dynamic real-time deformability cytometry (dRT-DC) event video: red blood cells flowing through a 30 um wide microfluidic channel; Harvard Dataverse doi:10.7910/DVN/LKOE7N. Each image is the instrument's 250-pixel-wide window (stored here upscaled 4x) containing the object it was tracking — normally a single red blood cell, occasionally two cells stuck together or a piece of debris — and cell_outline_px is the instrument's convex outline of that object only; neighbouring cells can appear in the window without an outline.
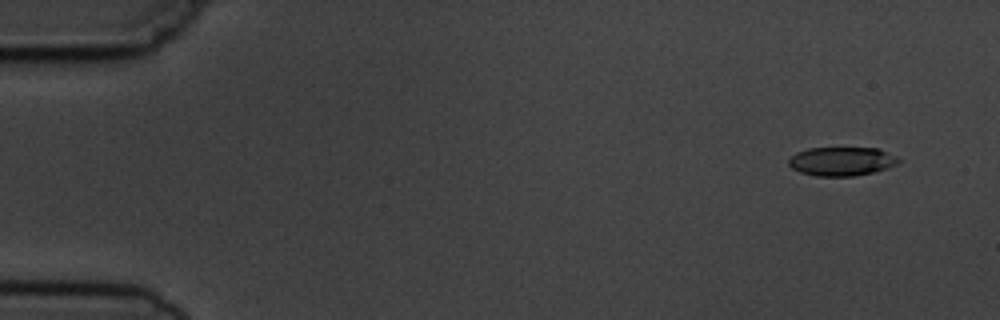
{"species": "common noctule bat (a hibernating species)", "species_latin": "Nyctalus noctula", "temperature_condition": "cold", "stored_images_in_passage": 7, "camera_frame_rate_fps": 3000, "um_per_image_px": 0.085, "animal": {"sex": "male", "body_mass_g": 19.5, "forearm_length_mm": 54.6}, "frame": {"image": 1, "passage_image": 1, "time_ms": 0.0, "image_size_px": [1000, 320], "cell_outline_px": [[900, 164], [888, 168], [872, 172], [852, 176], [816, 176], [800, 172], [792, 168], [788, 164], [788, 160], [796, 152], [808, 148], [880, 148], [896, 156], [900, 160]], "centroid_in_image_um": [71.56, 13.71], "position_along_channel_um": 13.4, "area_um2": 18.55}}
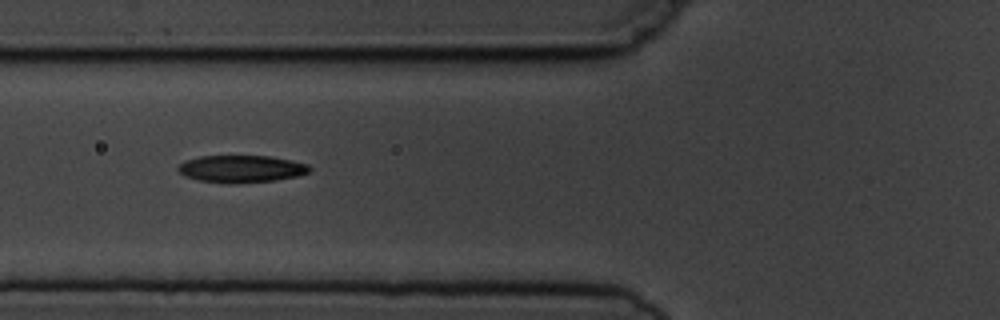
{"frame": {"image": 2, "passage_image": 6, "time_ms": 5.667, "image_size_px": [1000, 320], "cell_outline_px": [[312, 168], [308, 172], [296, 176], [276, 180], [236, 184], [232, 184], [200, 180], [184, 176], [176, 168], [184, 160], [200, 156], [272, 156], [292, 160], [308, 164]], "centroid_in_image_um": [20.51, 14.35], "position_along_channel_um": 105.3, "area_um2": 20.98}}
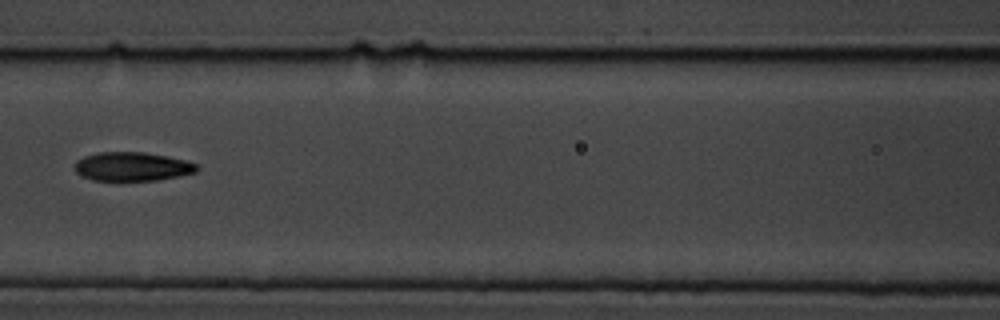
{"frame": {"image": 3, "passage_image": 7, "time_ms": 7.0, "image_size_px": [1000, 320], "cell_outline_px": [[200, 168], [196, 172], [156, 180], [92, 180], [76, 172], [76, 160], [84, 156], [96, 152], [144, 152], [168, 156], [184, 160], [196, 164]], "centroid_in_image_um": [11.24, 14.14], "position_along_channel_um": 155.4, "area_um2": 20.35}}